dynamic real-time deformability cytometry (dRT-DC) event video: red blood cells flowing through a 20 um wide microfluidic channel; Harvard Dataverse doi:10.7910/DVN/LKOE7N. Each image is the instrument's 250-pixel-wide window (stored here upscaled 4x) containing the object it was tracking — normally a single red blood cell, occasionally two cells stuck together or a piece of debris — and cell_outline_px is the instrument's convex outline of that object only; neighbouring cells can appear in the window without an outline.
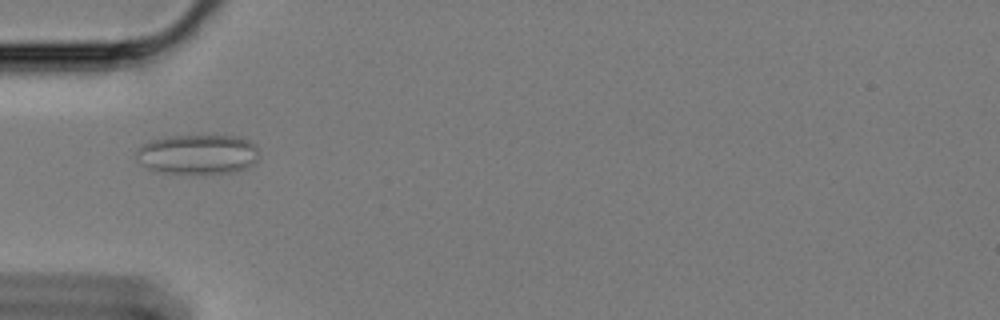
{"species": "Egyptian fruit bat (a non-hibernating species)", "species_latin": "Rousettus aegyptiacus", "temperature_condition": "cold", "stored_images_in_passage": 43, "camera_frame_rate_fps": 3000, "um_per_image_px": 0.085, "animal": {"sex": "female"}, "frame": {"image": 1, "passage_image": 1, "time_ms": 0.0, "image_size_px": [1000, 320], "cell_outline_px": [[260, 156], [248, 168], [232, 172], [156, 172], [148, 168], [136, 160], [136, 152], [140, 144], [164, 136], [240, 136], [248, 140], [256, 148]], "centroid_in_image_um": [16.78, 13.09], "position_along_channel_um": 68.2, "area_um2": 28.26}}
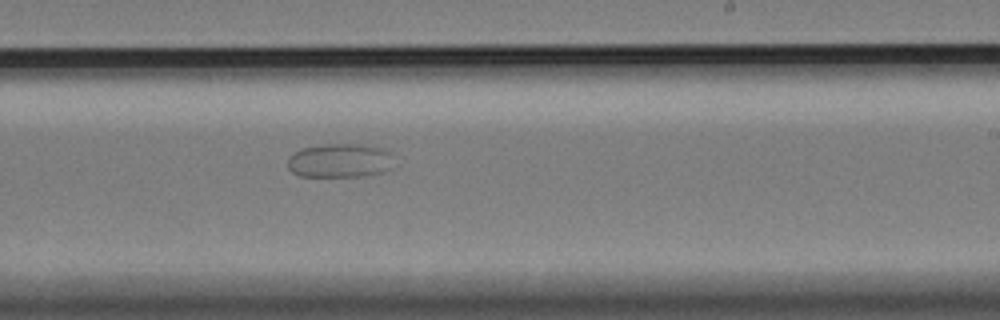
{"frame": {"image": 2, "passage_image": 19, "time_ms": 6.0, "image_size_px": [1000, 320], "cell_outline_px": [[388, 168], [380, 172], [360, 176], [300, 176], [292, 172], [288, 168], [288, 156], [304, 148], [320, 144], [364, 144], [384, 148], [388, 152]], "centroid_in_image_um": [28.79, 13.63], "position_along_channel_um": 260.2, "area_um2": 20.58}}
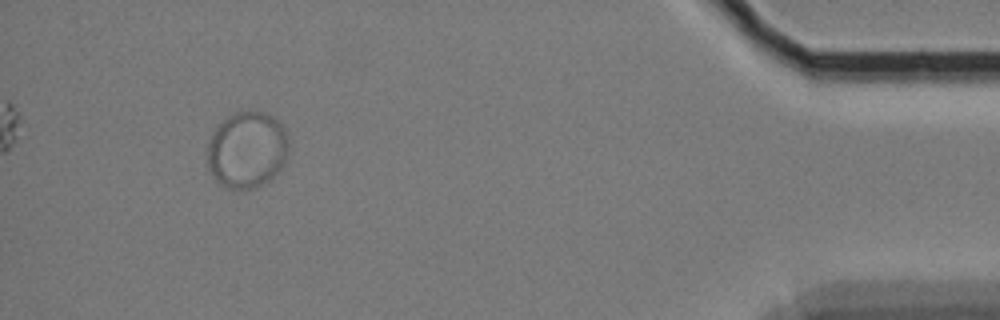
{"frame": {"image": 3, "passage_image": 39, "time_ms": 12.667, "image_size_px": [1000, 320], "cell_outline_px": [[288, 152], [284, 160], [276, 172], [268, 180], [256, 188], [228, 188], [220, 184], [216, 180], [208, 168], [208, 144], [216, 128], [232, 112], [252, 108], [268, 112], [276, 116], [284, 128], [288, 136]], "centroid_in_image_um": [21.01, 12.66], "position_along_channel_um": 414.2, "area_um2": 36.53}}